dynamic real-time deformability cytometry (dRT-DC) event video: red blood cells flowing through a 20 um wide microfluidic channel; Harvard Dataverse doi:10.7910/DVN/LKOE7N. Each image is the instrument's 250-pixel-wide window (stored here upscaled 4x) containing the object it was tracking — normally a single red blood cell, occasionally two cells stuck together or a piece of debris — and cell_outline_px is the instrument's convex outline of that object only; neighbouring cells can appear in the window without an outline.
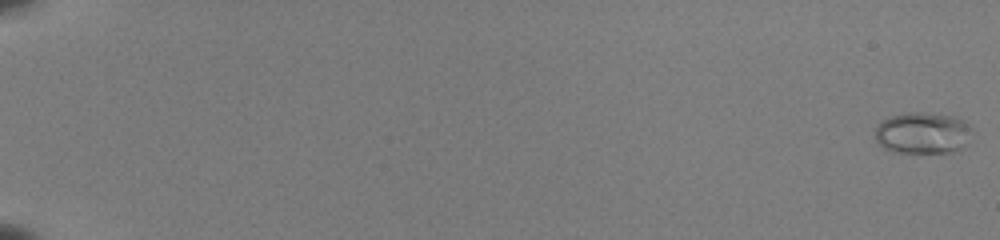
{"species": "common noctule bat (a hibernating species)", "species_latin": "Nyctalus noctula", "temperature_condition": "room temperature", "stored_images_in_passage": 54, "camera_frame_rate_fps": 3000, "um_per_image_px": 0.085, "animal": {"sex": "female", "body_mass_g": 22.0, "forearm_length_mm": 56.7}, "frame": {"image": 1, "passage_image": 1, "time_ms": 0.0, "image_size_px": [1000, 240], "cell_outline_px": [[968, 128], [964, 144], [960, 148], [952, 152], [892, 152], [884, 148], [876, 140], [876, 128], [880, 120], [892, 116], [908, 112], [924, 112], [952, 116], [964, 120], [968, 124]], "centroid_in_image_um": [78.34, 11.29], "position_along_channel_um": 6.7, "area_um2": 22.95}}
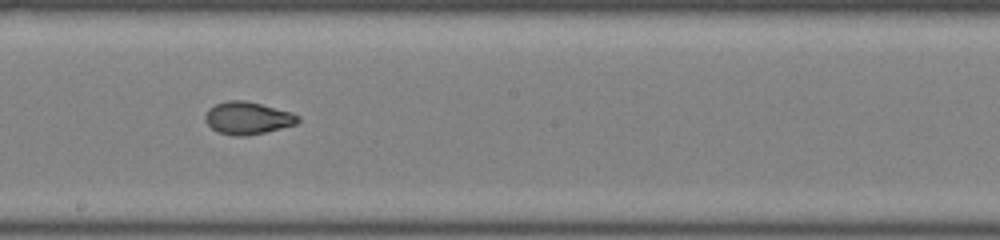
{"frame": {"image": 2, "passage_image": 34, "time_ms": 11.0, "image_size_px": [1000, 240], "cell_outline_px": [[300, 120], [296, 124], [264, 132], [244, 136], [236, 136], [216, 132], [208, 124], [204, 116], [208, 108], [216, 104], [228, 100], [244, 100], [292, 112], [300, 116]], "centroid_in_image_um": [21.04, 10.03], "position_along_channel_um": 227.2, "area_um2": 17.46}}
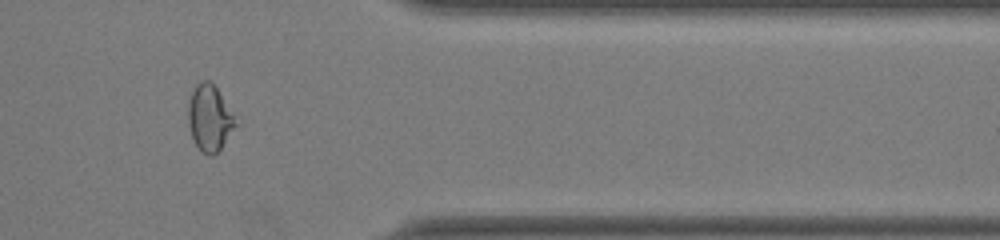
{"frame": {"image": 3, "passage_image": 47, "time_ms": 15.333, "image_size_px": [1000, 240], "cell_outline_px": [[236, 124], [220, 148], [212, 156], [208, 156], [200, 152], [192, 136], [188, 124], [188, 104], [192, 88], [200, 80], [208, 80], [216, 88], [232, 116]], "centroid_in_image_um": [17.74, 10.03], "position_along_channel_um": 393.7, "area_um2": 17.63}, "authors_computed_cell_mechanics": {"area_um2": 18.0625, "velocity_mm_per_s": 4.0132, "shape_relaxation_time_tau1_ms": null, "shape_relaxation_time_tau2_ms": 0.8201, "deformation_change_tau1": null, "deformation_change_tau2": 0.0455}}